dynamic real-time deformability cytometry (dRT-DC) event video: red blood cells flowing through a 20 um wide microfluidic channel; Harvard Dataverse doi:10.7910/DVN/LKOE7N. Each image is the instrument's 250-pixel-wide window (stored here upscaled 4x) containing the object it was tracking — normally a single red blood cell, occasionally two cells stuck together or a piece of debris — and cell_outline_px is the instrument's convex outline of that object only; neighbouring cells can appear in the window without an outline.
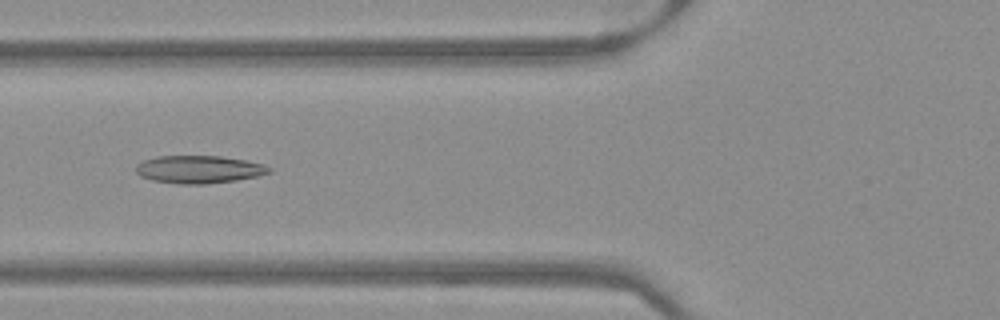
{"species": "Egyptian fruit bat (a non-hibernating species)", "species_latin": "Rousettus aegyptiacus", "temperature_condition": "warm", "stored_images_in_passage": 51, "camera_frame_rate_fps": 3000, "um_per_image_px": 0.085, "frame": {"image": 1, "passage_image": 20, "time_ms": 6.333, "image_size_px": [1000, 320], "cell_outline_px": [[272, 172], [256, 176], [236, 180], [204, 184], [180, 184], [152, 180], [140, 176], [136, 172], [136, 164], [144, 160], [156, 156], [220, 156], [244, 160], [264, 164], [272, 168]], "centroid_in_image_um": [16.9, 14.39], "position_along_channel_um": 108.9, "area_um2": 21.5}}
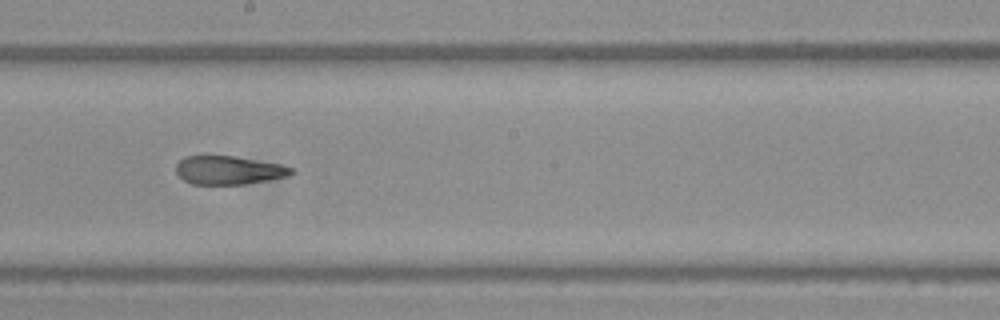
{"frame": {"image": 2, "passage_image": 29, "time_ms": 9.333, "image_size_px": [1000, 320], "cell_outline_px": [[296, 172], [288, 176], [268, 180], [244, 184], [192, 184], [184, 180], [176, 172], [176, 164], [184, 156], [232, 156], [280, 164], [296, 168]], "centroid_in_image_um": [19.47, 14.47], "position_along_channel_um": 228.7, "area_um2": 19.13}}
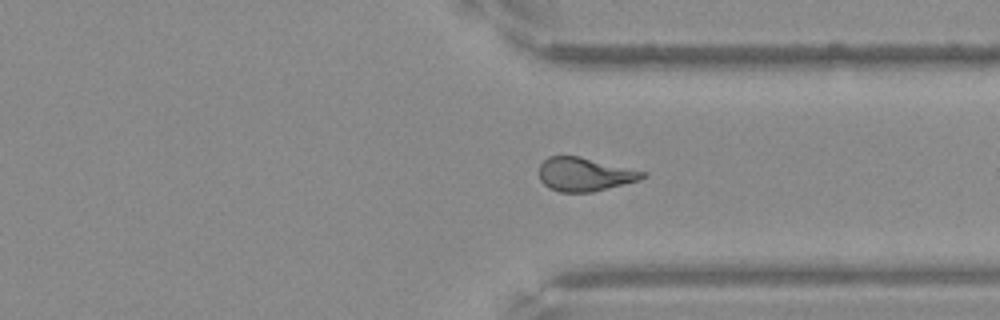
{"frame": {"image": 3, "passage_image": 39, "time_ms": 12.667, "image_size_px": [1000, 320], "cell_outline_px": [[648, 176], [640, 180], [592, 192], [560, 192], [548, 188], [540, 180], [540, 164], [548, 156], [580, 156], [648, 172]], "centroid_in_image_um": [49.73, 14.82], "position_along_channel_um": 361.7, "area_um2": 20.4}}